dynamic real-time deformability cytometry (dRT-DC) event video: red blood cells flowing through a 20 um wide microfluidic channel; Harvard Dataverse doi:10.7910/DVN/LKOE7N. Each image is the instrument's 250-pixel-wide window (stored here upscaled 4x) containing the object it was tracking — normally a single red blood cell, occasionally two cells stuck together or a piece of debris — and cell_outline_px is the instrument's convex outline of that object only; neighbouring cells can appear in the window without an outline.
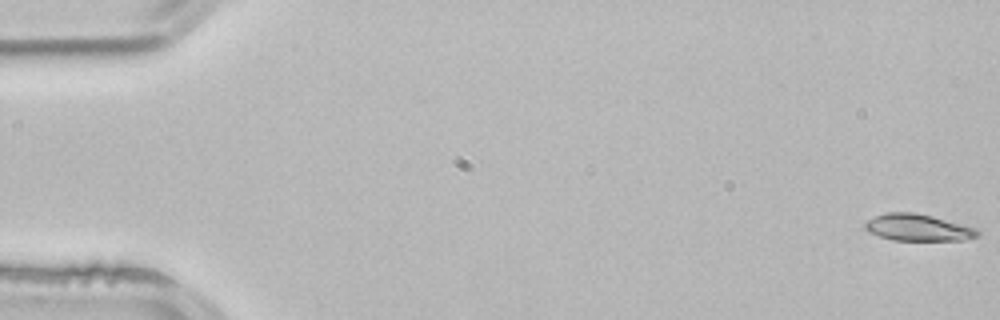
{"species": "common noctule bat (a hibernating species)", "species_latin": "Nyctalus noctula", "temperature_condition": "room temperature", "stored_images_in_passage": 53, "camera_frame_rate_fps": 3000, "um_per_image_px": 0.085, "animal": {"sex": "male", "body_mass_g": 21.5, "forearm_length_mm": 52.0}, "frame": {"image": 1, "passage_image": 1, "time_ms": 0.0, "image_size_px": [1000, 320], "cell_outline_px": [[980, 236], [964, 240], [892, 240], [868, 232], [864, 228], [864, 224], [868, 220], [876, 216], [888, 212], [912, 212], [932, 216], [964, 224], [976, 228], [980, 232]], "centroid_in_image_um": [78.06, 19.34], "position_along_channel_um": 6.9, "area_um2": 17.57}}
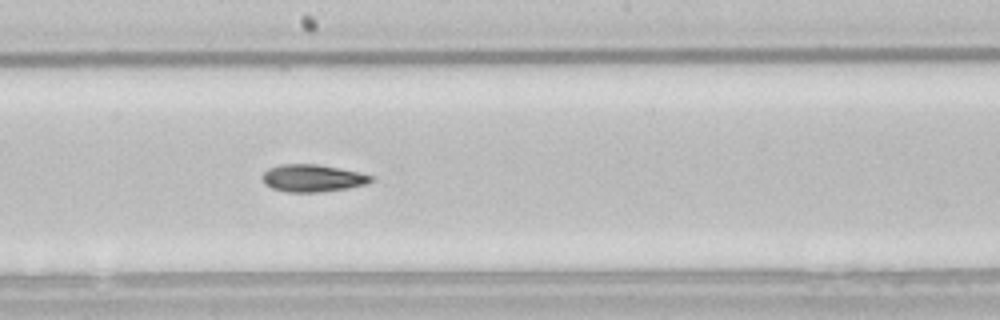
{"frame": {"image": 2, "passage_image": 29, "time_ms": 9.333, "image_size_px": [1000, 320], "cell_outline_px": [[372, 180], [364, 184], [348, 188], [320, 192], [288, 192], [272, 188], [264, 184], [260, 176], [268, 168], [280, 164], [316, 164], [356, 172], [372, 176]], "centroid_in_image_um": [26.47, 15.14], "position_along_channel_um": 221.7, "area_um2": 17.11}}
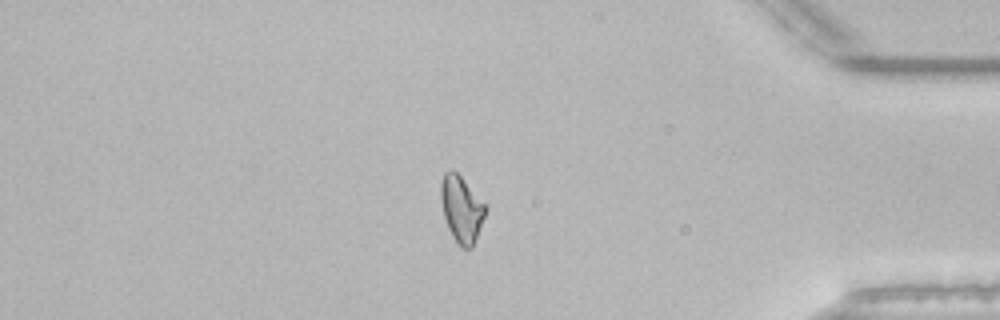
{"frame": {"image": 3, "passage_image": 45, "time_ms": 14.667, "image_size_px": [1000, 320], "cell_outline_px": [[488, 208], [472, 248], [464, 248], [452, 236], [448, 228], [444, 216], [440, 200], [440, 184], [444, 172], [448, 168], [452, 168], [460, 176]], "centroid_in_image_um": [39.2, 17.73], "position_along_channel_um": 396.0, "area_um2": 17.11}, "authors_computed_cell_mechanics": {"area_um2": 17.4556, "velocity_mm_per_s": 3.8868, "shape_relaxation_time_tau1_ms": 7.0771, "shape_relaxation_time_tau2_ms": null, "deformation_change_tau1": 0.179, "deformation_change_tau2": null}}